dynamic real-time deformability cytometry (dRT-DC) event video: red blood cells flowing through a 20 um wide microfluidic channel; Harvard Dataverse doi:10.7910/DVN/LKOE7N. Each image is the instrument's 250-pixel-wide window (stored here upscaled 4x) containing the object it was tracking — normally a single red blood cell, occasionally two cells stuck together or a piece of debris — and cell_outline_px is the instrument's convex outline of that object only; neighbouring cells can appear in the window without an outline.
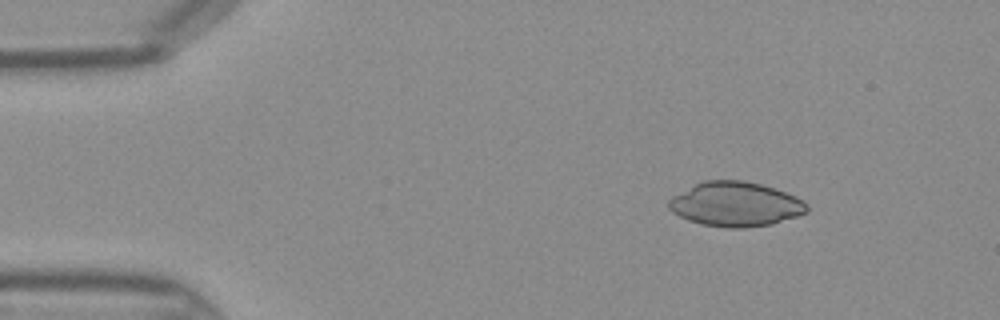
{"species": "Egyptian fruit bat (a non-hibernating species)", "species_latin": "Rousettus aegyptiacus", "temperature_condition": "warm", "stored_images_in_passage": 39, "camera_frame_rate_fps": 3000, "um_per_image_px": 0.085, "frame": {"image": 1, "passage_image": 1, "time_ms": 0.0, "image_size_px": [1000, 320], "cell_outline_px": [[808, 212], [772, 224], [744, 228], [724, 228], [700, 224], [688, 220], [672, 212], [668, 208], [668, 200], [672, 196], [704, 180], [744, 180], [776, 188], [796, 196], [808, 204]], "centroid_in_image_um": [62.52, 17.36], "position_along_channel_um": 22.5, "area_um2": 36.01}}
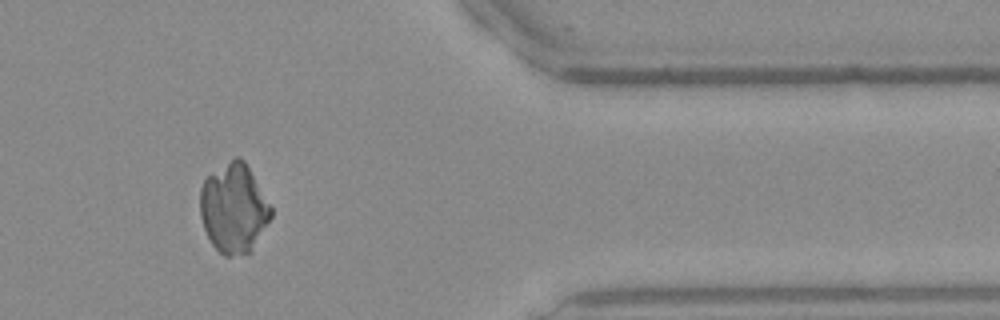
{"frame": {"image": 2, "passage_image": 32, "time_ms": 10.333, "image_size_px": [1000, 320], "cell_outline_px": [[272, 216], [252, 252], [228, 256], [224, 256], [212, 244], [204, 228], [200, 216], [200, 188], [204, 180], [208, 176], [236, 156], [240, 156], [244, 160], [272, 208]], "centroid_in_image_um": [19.87, 17.73], "position_along_channel_um": 391.5, "area_um2": 36.65}}
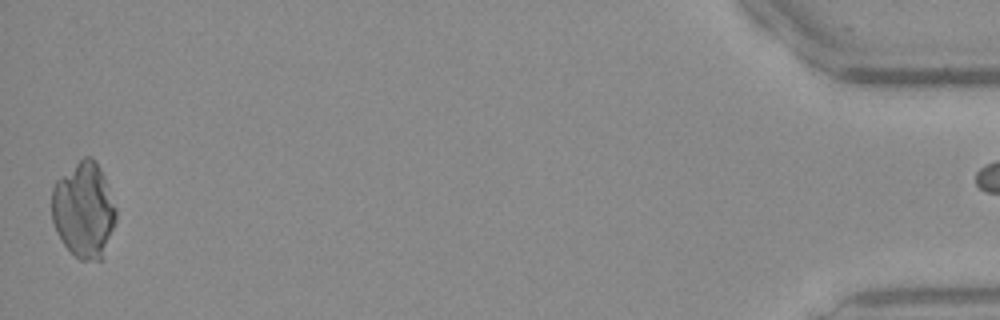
{"frame": {"image": 3, "passage_image": 39, "time_ms": 12.667, "image_size_px": [1000, 320], "cell_outline_px": [[116, 220], [104, 260], [80, 260], [64, 244], [56, 232], [52, 220], [52, 188], [56, 180], [60, 176], [84, 156], [92, 156], [96, 160], [104, 176], [116, 208]], "centroid_in_image_um": [7.14, 17.86], "position_along_channel_um": 428.1, "area_um2": 36.13}}